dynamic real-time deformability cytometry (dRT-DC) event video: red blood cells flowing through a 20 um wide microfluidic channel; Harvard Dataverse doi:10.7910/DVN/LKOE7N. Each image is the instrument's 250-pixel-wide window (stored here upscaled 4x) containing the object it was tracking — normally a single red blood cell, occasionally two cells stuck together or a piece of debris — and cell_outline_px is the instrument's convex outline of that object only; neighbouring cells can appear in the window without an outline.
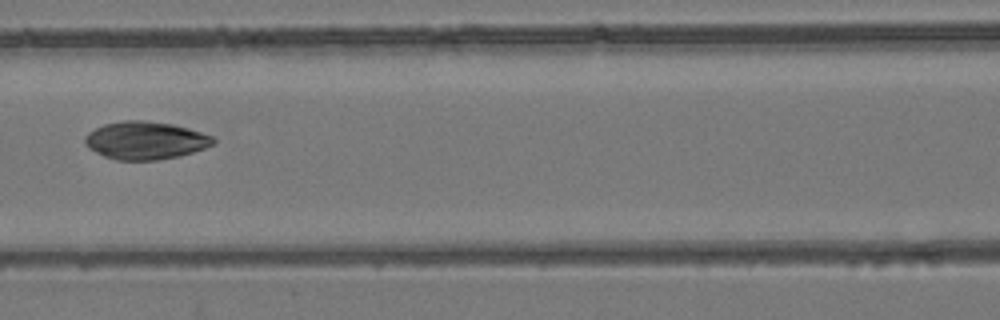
{"species": "common noctule bat (a hibernating species)", "species_latin": "Nyctalus noctula", "temperature_condition": "room temperature", "stored_images_in_passage": 7, "camera_frame_rate_fps": 3000, "um_per_image_px": 0.085, "animal": {"sex": "female", "body_mass_g": 24.6, "forearm_length_mm": 56.2}, "frame": {"image": 1, "passage_image": 7, "time_ms": 6.667, "image_size_px": [1000, 320], "cell_outline_px": [[216, 140], [212, 144], [204, 148], [180, 156], [156, 160], [116, 160], [104, 156], [88, 148], [84, 144], [84, 136], [88, 132], [104, 124], [124, 120], [144, 120], [172, 124], [188, 128], [216, 136]], "centroid_in_image_um": [12.35, 11.93], "position_along_channel_um": 154.2, "area_um2": 28.44}}